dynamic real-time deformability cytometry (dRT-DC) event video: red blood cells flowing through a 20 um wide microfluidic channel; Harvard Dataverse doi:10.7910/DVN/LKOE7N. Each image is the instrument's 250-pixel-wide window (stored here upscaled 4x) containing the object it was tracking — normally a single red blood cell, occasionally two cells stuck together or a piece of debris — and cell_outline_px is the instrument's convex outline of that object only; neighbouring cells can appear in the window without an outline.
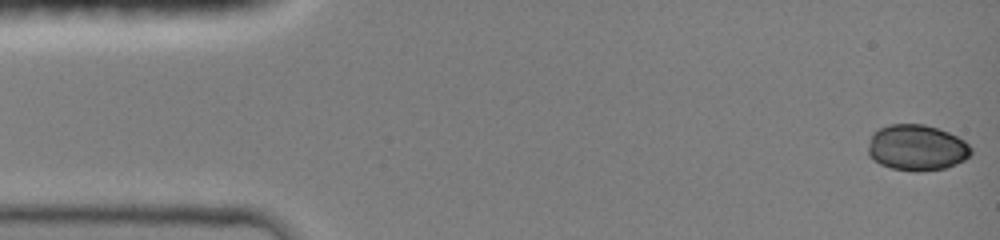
{"species": "common noctule bat (a hibernating species)", "species_latin": "Nyctalus noctula", "temperature_condition": "room temperature", "stored_images_in_passage": 63, "camera_frame_rate_fps": 3000, "um_per_image_px": 0.085, "animal": {"sex": "female", "body_mass_g": 19.0, "forearm_length_mm": 51.5}, "frame": {"image": 1, "passage_image": 1, "time_ms": 0.0, "image_size_px": [1000, 240], "cell_outline_px": [[972, 152], [964, 160], [944, 168], [892, 168], [880, 164], [868, 152], [868, 148], [872, 132], [888, 124], [924, 124], [948, 132], [964, 140], [972, 148]], "centroid_in_image_um": [77.93, 12.49], "position_along_channel_um": 7.1, "area_um2": 26.59}}
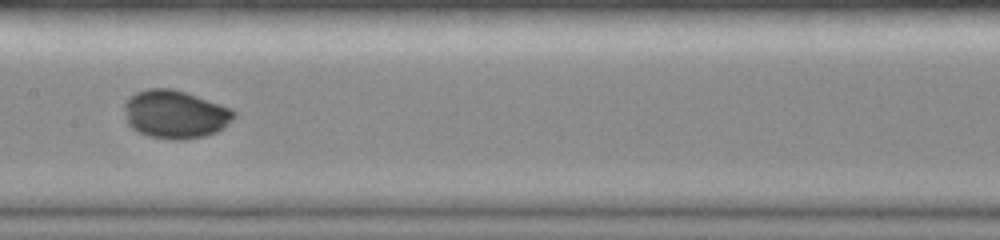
{"frame": {"image": 2, "passage_image": 33, "time_ms": 7.333, "image_size_px": [1000, 240], "cell_outline_px": [[236, 116], [224, 128], [216, 132], [204, 136], [184, 140], [172, 140], [148, 136], [132, 128], [128, 124], [124, 108], [124, 104], [128, 96], [136, 92], [148, 88], [172, 88], [232, 108], [236, 112]], "centroid_in_image_um": [14.89, 9.72], "position_along_channel_um": 192.5, "area_um2": 30.92}}
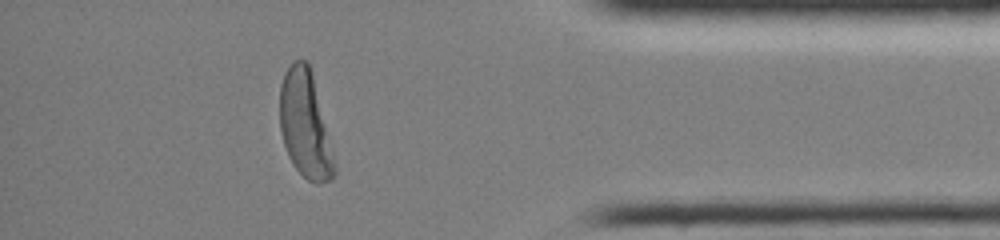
{"frame": {"image": 3, "passage_image": 55, "time_ms": 13.0, "image_size_px": [1000, 240], "cell_outline_px": [[336, 172], [332, 180], [316, 184], [308, 180], [292, 164], [288, 156], [284, 144], [280, 128], [280, 84], [284, 72], [292, 60], [308, 60], [312, 72], [336, 168]], "centroid_in_image_um": [25.91, 10.58], "position_along_channel_um": 409.3, "area_um2": 33.7}}